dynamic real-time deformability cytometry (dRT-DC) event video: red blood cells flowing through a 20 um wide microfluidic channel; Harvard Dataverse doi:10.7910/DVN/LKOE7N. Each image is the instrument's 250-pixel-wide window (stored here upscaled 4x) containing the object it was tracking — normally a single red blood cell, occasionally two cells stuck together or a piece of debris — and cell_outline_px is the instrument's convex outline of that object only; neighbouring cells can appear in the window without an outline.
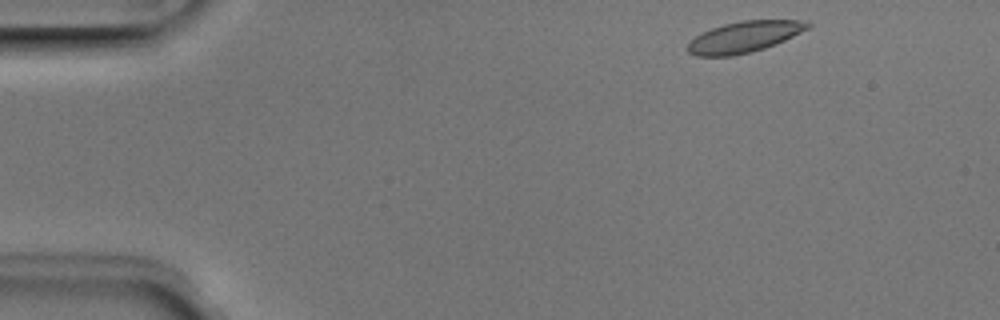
{"species": "Egyptian fruit bat (a non-hibernating species)", "species_latin": "Rousettus aegyptiacus", "temperature_condition": "room temperature", "stored_images_in_passage": 5, "camera_frame_rate_fps": 3000, "um_per_image_px": 0.085, "animal": {"sex": "male"}, "frame": {"image": 1, "passage_image": 1, "time_ms": 0.0, "image_size_px": [1000, 320], "cell_outline_px": [[812, 24], [808, 28], [784, 40], [764, 48], [752, 52], [732, 56], [696, 56], [688, 52], [688, 44], [696, 36], [712, 28], [724, 24], [744, 20], [808, 20]], "centroid_in_image_um": [63.28, 3.13], "position_along_channel_um": 21.7, "area_um2": 21.5}}
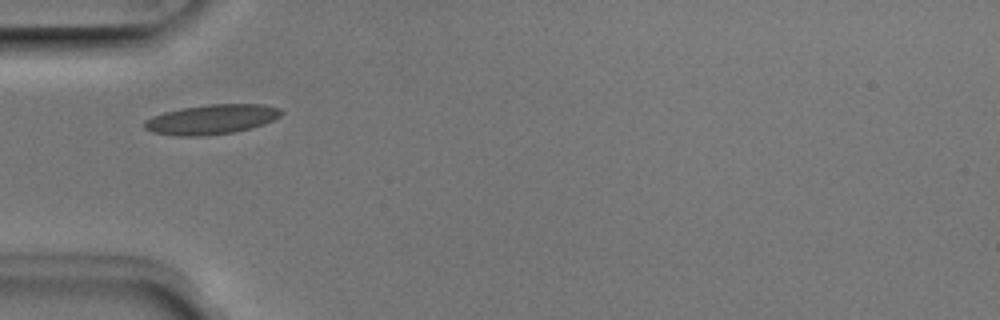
{"frame": {"image": 2, "passage_image": 4, "time_ms": 1.0, "image_size_px": [1000, 320], "cell_outline_px": [[284, 112], [280, 116], [264, 124], [236, 132], [204, 136], [176, 136], [152, 132], [144, 128], [144, 120], [152, 116], [164, 112], [180, 108], [208, 104], [264, 104], [280, 108]], "centroid_in_image_um": [17.97, 10.14], "position_along_channel_um": 67.0, "area_um2": 23.93}}
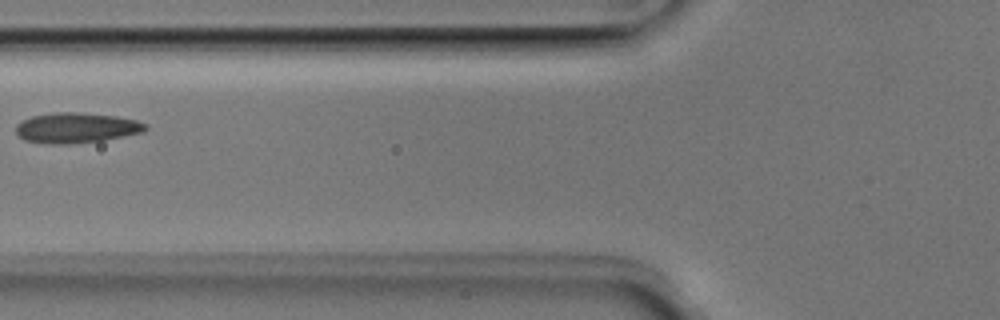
{"frame": {"image": 3, "passage_image": 5, "time_ms": 1.333, "image_size_px": [1000, 320], "cell_outline_px": [[148, 128], [144, 132], [104, 140], [72, 144], [48, 144], [24, 140], [16, 132], [16, 124], [32, 116], [56, 112], [80, 112], [116, 116], [136, 120], [148, 124]], "centroid_in_image_um": [6.51, 10.87], "position_along_channel_um": 119.3, "area_um2": 23.0}}